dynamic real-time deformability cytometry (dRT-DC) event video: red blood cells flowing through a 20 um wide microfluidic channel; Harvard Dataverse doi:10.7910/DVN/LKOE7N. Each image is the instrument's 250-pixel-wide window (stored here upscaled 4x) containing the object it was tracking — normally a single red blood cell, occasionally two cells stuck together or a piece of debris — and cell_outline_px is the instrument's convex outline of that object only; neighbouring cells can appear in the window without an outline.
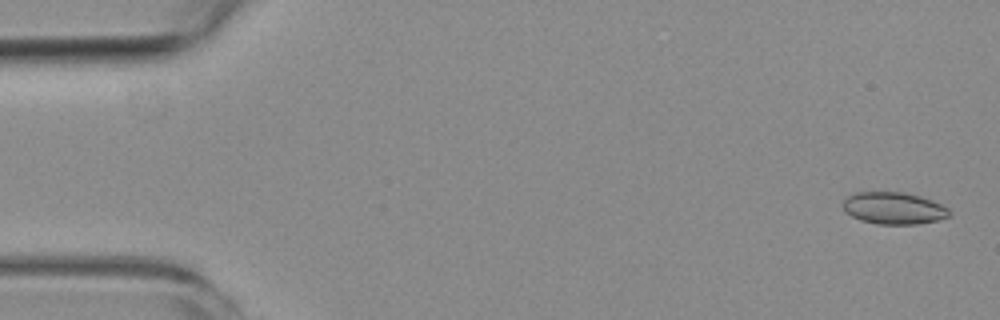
{"species": "common noctule bat (a hibernating species)", "species_latin": "Nyctalus noctula", "temperature_condition": "room temperature", "stored_images_in_passage": 5, "camera_frame_rate_fps": 3000, "um_per_image_px": 0.085, "animal": {"sex": "female", "body_mass_g": 19.3, "forearm_length_mm": 54.1}, "frame": {"image": 1, "passage_image": 1, "time_ms": 0.0, "image_size_px": [1000, 320], "cell_outline_px": [[952, 212], [948, 216], [936, 220], [916, 224], [876, 224], [860, 220], [844, 212], [844, 200], [848, 196], [856, 192], [904, 192], [920, 196], [932, 200], [948, 208]], "centroid_in_image_um": [75.96, 17.69], "position_along_channel_um": 9.0, "area_um2": 19.77}}